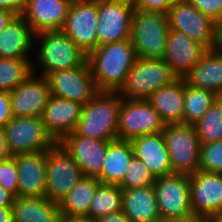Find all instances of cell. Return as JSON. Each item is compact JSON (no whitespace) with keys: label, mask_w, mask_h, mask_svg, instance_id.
<instances>
[{"label":"cell","mask_w":222,"mask_h":222,"mask_svg":"<svg viewBox=\"0 0 222 222\" xmlns=\"http://www.w3.org/2000/svg\"><path fill=\"white\" fill-rule=\"evenodd\" d=\"M177 0H131L134 10L167 13Z\"/></svg>","instance_id":"74e56055"},{"label":"cell","mask_w":222,"mask_h":222,"mask_svg":"<svg viewBox=\"0 0 222 222\" xmlns=\"http://www.w3.org/2000/svg\"><path fill=\"white\" fill-rule=\"evenodd\" d=\"M12 117L9 92L0 90V128H4Z\"/></svg>","instance_id":"f35d334b"},{"label":"cell","mask_w":222,"mask_h":222,"mask_svg":"<svg viewBox=\"0 0 222 222\" xmlns=\"http://www.w3.org/2000/svg\"><path fill=\"white\" fill-rule=\"evenodd\" d=\"M206 51V48L185 33L169 29L167 51L163 59L178 78H184L201 60Z\"/></svg>","instance_id":"44dd1931"},{"label":"cell","mask_w":222,"mask_h":222,"mask_svg":"<svg viewBox=\"0 0 222 222\" xmlns=\"http://www.w3.org/2000/svg\"><path fill=\"white\" fill-rule=\"evenodd\" d=\"M15 16L12 11L0 8V34Z\"/></svg>","instance_id":"bcb514c9"},{"label":"cell","mask_w":222,"mask_h":222,"mask_svg":"<svg viewBox=\"0 0 222 222\" xmlns=\"http://www.w3.org/2000/svg\"><path fill=\"white\" fill-rule=\"evenodd\" d=\"M0 222H13L12 207H0Z\"/></svg>","instance_id":"7dc6e473"},{"label":"cell","mask_w":222,"mask_h":222,"mask_svg":"<svg viewBox=\"0 0 222 222\" xmlns=\"http://www.w3.org/2000/svg\"><path fill=\"white\" fill-rule=\"evenodd\" d=\"M219 96L214 92L189 85L184 78V124H195Z\"/></svg>","instance_id":"f546056e"},{"label":"cell","mask_w":222,"mask_h":222,"mask_svg":"<svg viewBox=\"0 0 222 222\" xmlns=\"http://www.w3.org/2000/svg\"><path fill=\"white\" fill-rule=\"evenodd\" d=\"M35 39L40 40L36 62L42 68L41 75L72 69L87 61V54L62 30L41 32L35 35Z\"/></svg>","instance_id":"5b68a950"},{"label":"cell","mask_w":222,"mask_h":222,"mask_svg":"<svg viewBox=\"0 0 222 222\" xmlns=\"http://www.w3.org/2000/svg\"><path fill=\"white\" fill-rule=\"evenodd\" d=\"M95 222H130L123 211H117L94 219Z\"/></svg>","instance_id":"60d3db41"},{"label":"cell","mask_w":222,"mask_h":222,"mask_svg":"<svg viewBox=\"0 0 222 222\" xmlns=\"http://www.w3.org/2000/svg\"><path fill=\"white\" fill-rule=\"evenodd\" d=\"M136 60V50L130 39L97 46L87 55L98 91L119 92Z\"/></svg>","instance_id":"6da1fadb"},{"label":"cell","mask_w":222,"mask_h":222,"mask_svg":"<svg viewBox=\"0 0 222 222\" xmlns=\"http://www.w3.org/2000/svg\"><path fill=\"white\" fill-rule=\"evenodd\" d=\"M15 196L0 185V207H12Z\"/></svg>","instance_id":"7bdbcfd3"},{"label":"cell","mask_w":222,"mask_h":222,"mask_svg":"<svg viewBox=\"0 0 222 222\" xmlns=\"http://www.w3.org/2000/svg\"><path fill=\"white\" fill-rule=\"evenodd\" d=\"M12 156L48 150L56 142L46 132L41 117H12L3 128Z\"/></svg>","instance_id":"30bf717a"},{"label":"cell","mask_w":222,"mask_h":222,"mask_svg":"<svg viewBox=\"0 0 222 222\" xmlns=\"http://www.w3.org/2000/svg\"><path fill=\"white\" fill-rule=\"evenodd\" d=\"M190 204L196 219L222 213V173L196 171L189 175Z\"/></svg>","instance_id":"2e32d148"},{"label":"cell","mask_w":222,"mask_h":222,"mask_svg":"<svg viewBox=\"0 0 222 222\" xmlns=\"http://www.w3.org/2000/svg\"><path fill=\"white\" fill-rule=\"evenodd\" d=\"M130 143L134 156L145 164L155 178L173 173L162 132L136 137Z\"/></svg>","instance_id":"7402d4cb"},{"label":"cell","mask_w":222,"mask_h":222,"mask_svg":"<svg viewBox=\"0 0 222 222\" xmlns=\"http://www.w3.org/2000/svg\"><path fill=\"white\" fill-rule=\"evenodd\" d=\"M164 125L147 99L121 98L118 139L130 141L145 134L162 132Z\"/></svg>","instance_id":"9c48e42d"},{"label":"cell","mask_w":222,"mask_h":222,"mask_svg":"<svg viewBox=\"0 0 222 222\" xmlns=\"http://www.w3.org/2000/svg\"><path fill=\"white\" fill-rule=\"evenodd\" d=\"M60 222H95V220L86 215H60Z\"/></svg>","instance_id":"f6af8a7d"},{"label":"cell","mask_w":222,"mask_h":222,"mask_svg":"<svg viewBox=\"0 0 222 222\" xmlns=\"http://www.w3.org/2000/svg\"><path fill=\"white\" fill-rule=\"evenodd\" d=\"M33 71L31 58L9 59L0 57V90L12 91Z\"/></svg>","instance_id":"1f68e13d"},{"label":"cell","mask_w":222,"mask_h":222,"mask_svg":"<svg viewBox=\"0 0 222 222\" xmlns=\"http://www.w3.org/2000/svg\"><path fill=\"white\" fill-rule=\"evenodd\" d=\"M184 78L189 85L222 97V52L207 50Z\"/></svg>","instance_id":"484cf974"},{"label":"cell","mask_w":222,"mask_h":222,"mask_svg":"<svg viewBox=\"0 0 222 222\" xmlns=\"http://www.w3.org/2000/svg\"><path fill=\"white\" fill-rule=\"evenodd\" d=\"M83 176L77 162L60 143L47 150L45 196L48 199L60 203Z\"/></svg>","instance_id":"ba28073f"},{"label":"cell","mask_w":222,"mask_h":222,"mask_svg":"<svg viewBox=\"0 0 222 222\" xmlns=\"http://www.w3.org/2000/svg\"><path fill=\"white\" fill-rule=\"evenodd\" d=\"M168 30L165 13L134 10L130 40L137 57L163 59L167 51Z\"/></svg>","instance_id":"3957f363"},{"label":"cell","mask_w":222,"mask_h":222,"mask_svg":"<svg viewBox=\"0 0 222 222\" xmlns=\"http://www.w3.org/2000/svg\"><path fill=\"white\" fill-rule=\"evenodd\" d=\"M134 156L130 141L114 140L108 143L101 173L96 177L102 184L119 185Z\"/></svg>","instance_id":"83f0119b"},{"label":"cell","mask_w":222,"mask_h":222,"mask_svg":"<svg viewBox=\"0 0 222 222\" xmlns=\"http://www.w3.org/2000/svg\"><path fill=\"white\" fill-rule=\"evenodd\" d=\"M122 210V189L118 185L100 184L90 203L88 213L93 219Z\"/></svg>","instance_id":"4dcf8cb0"},{"label":"cell","mask_w":222,"mask_h":222,"mask_svg":"<svg viewBox=\"0 0 222 222\" xmlns=\"http://www.w3.org/2000/svg\"><path fill=\"white\" fill-rule=\"evenodd\" d=\"M0 185L17 197L18 173L13 157L0 162Z\"/></svg>","instance_id":"d590c367"},{"label":"cell","mask_w":222,"mask_h":222,"mask_svg":"<svg viewBox=\"0 0 222 222\" xmlns=\"http://www.w3.org/2000/svg\"><path fill=\"white\" fill-rule=\"evenodd\" d=\"M166 124L183 123L184 78H177L171 84L162 86L147 99Z\"/></svg>","instance_id":"cb8c5ba5"},{"label":"cell","mask_w":222,"mask_h":222,"mask_svg":"<svg viewBox=\"0 0 222 222\" xmlns=\"http://www.w3.org/2000/svg\"><path fill=\"white\" fill-rule=\"evenodd\" d=\"M194 128L201 144L222 141V97L215 100Z\"/></svg>","instance_id":"d6a6232c"},{"label":"cell","mask_w":222,"mask_h":222,"mask_svg":"<svg viewBox=\"0 0 222 222\" xmlns=\"http://www.w3.org/2000/svg\"><path fill=\"white\" fill-rule=\"evenodd\" d=\"M46 77L51 95L82 105L98 92L88 61L72 69L51 72Z\"/></svg>","instance_id":"5bb4252c"},{"label":"cell","mask_w":222,"mask_h":222,"mask_svg":"<svg viewBox=\"0 0 222 222\" xmlns=\"http://www.w3.org/2000/svg\"><path fill=\"white\" fill-rule=\"evenodd\" d=\"M206 222H222V213L213 214L204 219Z\"/></svg>","instance_id":"c3c4849f"},{"label":"cell","mask_w":222,"mask_h":222,"mask_svg":"<svg viewBox=\"0 0 222 222\" xmlns=\"http://www.w3.org/2000/svg\"><path fill=\"white\" fill-rule=\"evenodd\" d=\"M156 178L147 169L145 164L133 156L126 170V174L122 182L118 185L121 189L143 188L153 185Z\"/></svg>","instance_id":"836d02e7"},{"label":"cell","mask_w":222,"mask_h":222,"mask_svg":"<svg viewBox=\"0 0 222 222\" xmlns=\"http://www.w3.org/2000/svg\"><path fill=\"white\" fill-rule=\"evenodd\" d=\"M214 22L222 19V0H186Z\"/></svg>","instance_id":"8d00e7d4"},{"label":"cell","mask_w":222,"mask_h":222,"mask_svg":"<svg viewBox=\"0 0 222 222\" xmlns=\"http://www.w3.org/2000/svg\"><path fill=\"white\" fill-rule=\"evenodd\" d=\"M0 8L12 11L16 16L22 15L25 9V0H0Z\"/></svg>","instance_id":"ab89813d"},{"label":"cell","mask_w":222,"mask_h":222,"mask_svg":"<svg viewBox=\"0 0 222 222\" xmlns=\"http://www.w3.org/2000/svg\"><path fill=\"white\" fill-rule=\"evenodd\" d=\"M97 0H73L61 29L87 55L97 48Z\"/></svg>","instance_id":"7c38bea8"},{"label":"cell","mask_w":222,"mask_h":222,"mask_svg":"<svg viewBox=\"0 0 222 222\" xmlns=\"http://www.w3.org/2000/svg\"><path fill=\"white\" fill-rule=\"evenodd\" d=\"M120 100L118 92L98 91L83 105L74 132L94 139L117 140Z\"/></svg>","instance_id":"7a4b0ae2"},{"label":"cell","mask_w":222,"mask_h":222,"mask_svg":"<svg viewBox=\"0 0 222 222\" xmlns=\"http://www.w3.org/2000/svg\"><path fill=\"white\" fill-rule=\"evenodd\" d=\"M17 165V196L43 197L46 191L47 150L12 156Z\"/></svg>","instance_id":"ffe728a7"},{"label":"cell","mask_w":222,"mask_h":222,"mask_svg":"<svg viewBox=\"0 0 222 222\" xmlns=\"http://www.w3.org/2000/svg\"><path fill=\"white\" fill-rule=\"evenodd\" d=\"M73 0H25L22 17L36 35L45 31H59Z\"/></svg>","instance_id":"d6986e66"},{"label":"cell","mask_w":222,"mask_h":222,"mask_svg":"<svg viewBox=\"0 0 222 222\" xmlns=\"http://www.w3.org/2000/svg\"><path fill=\"white\" fill-rule=\"evenodd\" d=\"M169 29L185 33L207 50H212L214 21L186 0H177L166 13Z\"/></svg>","instance_id":"4fadbf2b"},{"label":"cell","mask_w":222,"mask_h":222,"mask_svg":"<svg viewBox=\"0 0 222 222\" xmlns=\"http://www.w3.org/2000/svg\"><path fill=\"white\" fill-rule=\"evenodd\" d=\"M173 173L191 175L199 170L201 143L193 124H166L162 130Z\"/></svg>","instance_id":"52a82bcc"},{"label":"cell","mask_w":222,"mask_h":222,"mask_svg":"<svg viewBox=\"0 0 222 222\" xmlns=\"http://www.w3.org/2000/svg\"><path fill=\"white\" fill-rule=\"evenodd\" d=\"M35 34L26 20L15 16L0 34V57L9 59L30 58L34 50Z\"/></svg>","instance_id":"603a6c76"},{"label":"cell","mask_w":222,"mask_h":222,"mask_svg":"<svg viewBox=\"0 0 222 222\" xmlns=\"http://www.w3.org/2000/svg\"><path fill=\"white\" fill-rule=\"evenodd\" d=\"M213 50L222 52V19L214 22Z\"/></svg>","instance_id":"b9f144b4"},{"label":"cell","mask_w":222,"mask_h":222,"mask_svg":"<svg viewBox=\"0 0 222 222\" xmlns=\"http://www.w3.org/2000/svg\"><path fill=\"white\" fill-rule=\"evenodd\" d=\"M35 68L33 63L31 74L9 92L11 112L14 117H41L51 95L47 77L38 74Z\"/></svg>","instance_id":"9a60e30c"},{"label":"cell","mask_w":222,"mask_h":222,"mask_svg":"<svg viewBox=\"0 0 222 222\" xmlns=\"http://www.w3.org/2000/svg\"><path fill=\"white\" fill-rule=\"evenodd\" d=\"M13 222H58L59 203L43 197H15L12 205Z\"/></svg>","instance_id":"4316f807"},{"label":"cell","mask_w":222,"mask_h":222,"mask_svg":"<svg viewBox=\"0 0 222 222\" xmlns=\"http://www.w3.org/2000/svg\"><path fill=\"white\" fill-rule=\"evenodd\" d=\"M159 222H180V221H159Z\"/></svg>","instance_id":"f907efd6"},{"label":"cell","mask_w":222,"mask_h":222,"mask_svg":"<svg viewBox=\"0 0 222 222\" xmlns=\"http://www.w3.org/2000/svg\"><path fill=\"white\" fill-rule=\"evenodd\" d=\"M154 192L162 221L193 222L189 175L172 173L155 180Z\"/></svg>","instance_id":"277c9868"},{"label":"cell","mask_w":222,"mask_h":222,"mask_svg":"<svg viewBox=\"0 0 222 222\" xmlns=\"http://www.w3.org/2000/svg\"><path fill=\"white\" fill-rule=\"evenodd\" d=\"M82 107L81 103L50 95L41 118L46 132L56 143L75 131Z\"/></svg>","instance_id":"ac0fdd59"},{"label":"cell","mask_w":222,"mask_h":222,"mask_svg":"<svg viewBox=\"0 0 222 222\" xmlns=\"http://www.w3.org/2000/svg\"><path fill=\"white\" fill-rule=\"evenodd\" d=\"M100 184L96 177L83 176L60 201V215H86Z\"/></svg>","instance_id":"f1b7e54d"},{"label":"cell","mask_w":222,"mask_h":222,"mask_svg":"<svg viewBox=\"0 0 222 222\" xmlns=\"http://www.w3.org/2000/svg\"><path fill=\"white\" fill-rule=\"evenodd\" d=\"M108 140L94 139L72 132L59 143L77 162L84 176L97 177L103 168Z\"/></svg>","instance_id":"e0dca14e"},{"label":"cell","mask_w":222,"mask_h":222,"mask_svg":"<svg viewBox=\"0 0 222 222\" xmlns=\"http://www.w3.org/2000/svg\"><path fill=\"white\" fill-rule=\"evenodd\" d=\"M199 170L222 173V141L201 144Z\"/></svg>","instance_id":"e575fe53"},{"label":"cell","mask_w":222,"mask_h":222,"mask_svg":"<svg viewBox=\"0 0 222 222\" xmlns=\"http://www.w3.org/2000/svg\"><path fill=\"white\" fill-rule=\"evenodd\" d=\"M177 78L164 59L137 57L118 93L124 99H148Z\"/></svg>","instance_id":"8992f818"},{"label":"cell","mask_w":222,"mask_h":222,"mask_svg":"<svg viewBox=\"0 0 222 222\" xmlns=\"http://www.w3.org/2000/svg\"><path fill=\"white\" fill-rule=\"evenodd\" d=\"M98 46L130 39L134 7L131 0H97Z\"/></svg>","instance_id":"8fae6325"},{"label":"cell","mask_w":222,"mask_h":222,"mask_svg":"<svg viewBox=\"0 0 222 222\" xmlns=\"http://www.w3.org/2000/svg\"><path fill=\"white\" fill-rule=\"evenodd\" d=\"M122 211L130 222H159L154 186L122 189Z\"/></svg>","instance_id":"d4e9b609"},{"label":"cell","mask_w":222,"mask_h":222,"mask_svg":"<svg viewBox=\"0 0 222 222\" xmlns=\"http://www.w3.org/2000/svg\"><path fill=\"white\" fill-rule=\"evenodd\" d=\"M193 222H206V221L204 219H197V220H195Z\"/></svg>","instance_id":"681fc988"},{"label":"cell","mask_w":222,"mask_h":222,"mask_svg":"<svg viewBox=\"0 0 222 222\" xmlns=\"http://www.w3.org/2000/svg\"><path fill=\"white\" fill-rule=\"evenodd\" d=\"M12 157L8 150L6 135L3 128H0V162Z\"/></svg>","instance_id":"ee69618b"}]
</instances>
